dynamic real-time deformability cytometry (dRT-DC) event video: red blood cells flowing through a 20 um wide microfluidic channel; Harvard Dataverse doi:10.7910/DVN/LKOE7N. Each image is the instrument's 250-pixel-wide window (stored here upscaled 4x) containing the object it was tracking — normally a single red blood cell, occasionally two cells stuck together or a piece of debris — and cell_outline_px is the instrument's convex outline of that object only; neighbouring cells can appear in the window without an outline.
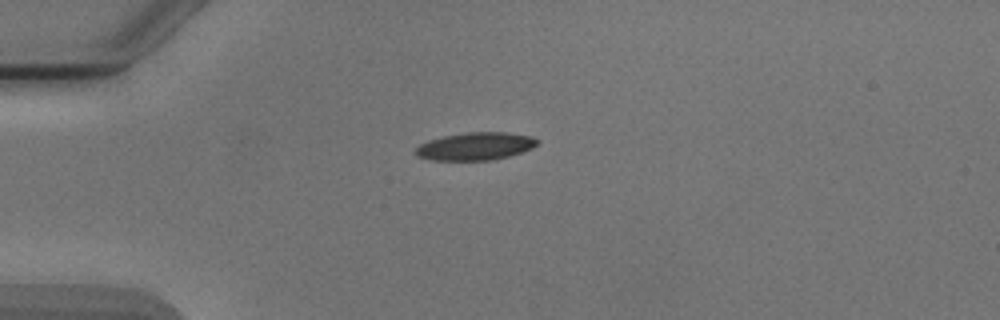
{"species": "Egyptian fruit bat (a non-hibernating species)", "species_latin": "Rousettus aegyptiacus", "temperature_condition": "cold", "stored_images_in_passage": 3, "camera_frame_rate_fps": 3000, "um_per_image_px": 0.085, "animal": {"sex": "male"}, "frame": {"image": 1, "passage_image": 3, "time_ms": 2.667, "image_size_px": [1000, 320], "cell_outline_px": [[540, 140], [532, 148], [508, 156], [492, 160], [432, 160], [416, 156], [416, 148], [420, 144], [428, 140], [444, 136], [468, 132], [508, 132], [532, 136]], "centroid_in_image_um": [40.42, 12.42], "position_along_channel_um": 44.6, "area_um2": 19.59}}